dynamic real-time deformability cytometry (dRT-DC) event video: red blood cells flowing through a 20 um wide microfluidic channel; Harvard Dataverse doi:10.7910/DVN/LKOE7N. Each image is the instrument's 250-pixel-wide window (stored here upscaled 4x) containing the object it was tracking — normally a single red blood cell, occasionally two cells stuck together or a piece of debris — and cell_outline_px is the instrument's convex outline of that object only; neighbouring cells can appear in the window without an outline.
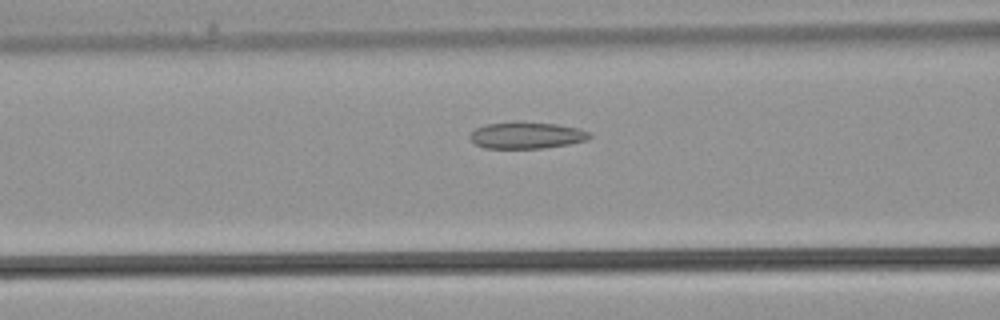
{"species": "common noctule bat (a hibernating species)", "species_latin": "Nyctalus noctula", "temperature_condition": "warm", "stored_images_in_passage": 26, "camera_frame_rate_fps": 3000, "um_per_image_px": 0.085, "animal": {"sex": "male", "body_mass_g": 21.5, "forearm_length_mm": 52.0}, "frame": {"image": 1, "passage_image": 4, "time_ms": 1.0, "image_size_px": [1000, 320], "cell_outline_px": [[592, 136], [588, 140], [568, 144], [540, 148], [484, 148], [476, 144], [468, 136], [476, 128], [488, 124], [516, 120], [556, 124], [580, 128], [588, 132]], "centroid_in_image_um": [44.76, 11.48], "position_along_channel_um": 121.8, "area_um2": 18.73}}
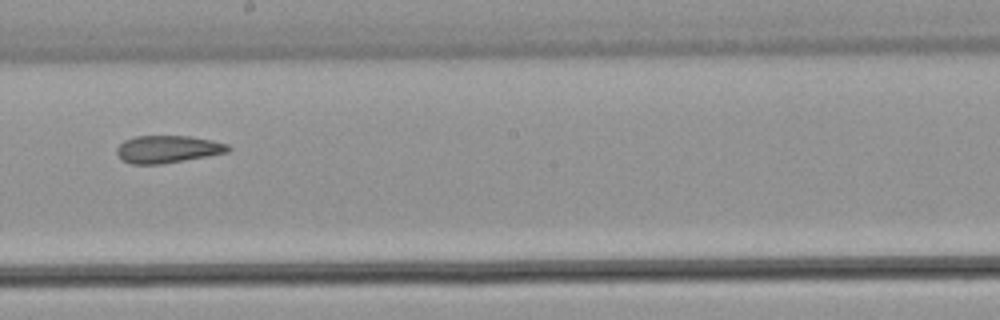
{"frame": {"image": 2, "passage_image": 10, "time_ms": 3.0, "image_size_px": [1000, 320], "cell_outline_px": [[232, 148], [228, 152], [208, 156], [160, 164], [132, 164], [124, 160], [116, 152], [116, 148], [124, 140], [136, 136], [188, 136], [212, 140], [228, 144]], "centroid_in_image_um": [14.27, 12.67], "position_along_channel_um": 233.9, "area_um2": 17.69}}
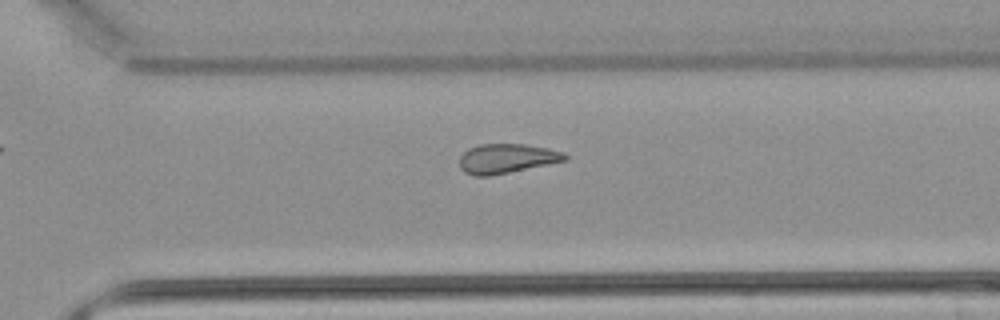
{"frame": {"image": 3, "passage_image": 15, "time_ms": 4.667, "image_size_px": [1000, 320], "cell_outline_px": [[568, 160], [488, 176], [472, 176], [464, 172], [460, 168], [460, 156], [468, 148], [480, 144], [524, 144], [548, 148], [564, 152], [568, 156]], "centroid_in_image_um": [43.06, 13.47], "position_along_channel_um": 327.5, "area_um2": 18.09}}